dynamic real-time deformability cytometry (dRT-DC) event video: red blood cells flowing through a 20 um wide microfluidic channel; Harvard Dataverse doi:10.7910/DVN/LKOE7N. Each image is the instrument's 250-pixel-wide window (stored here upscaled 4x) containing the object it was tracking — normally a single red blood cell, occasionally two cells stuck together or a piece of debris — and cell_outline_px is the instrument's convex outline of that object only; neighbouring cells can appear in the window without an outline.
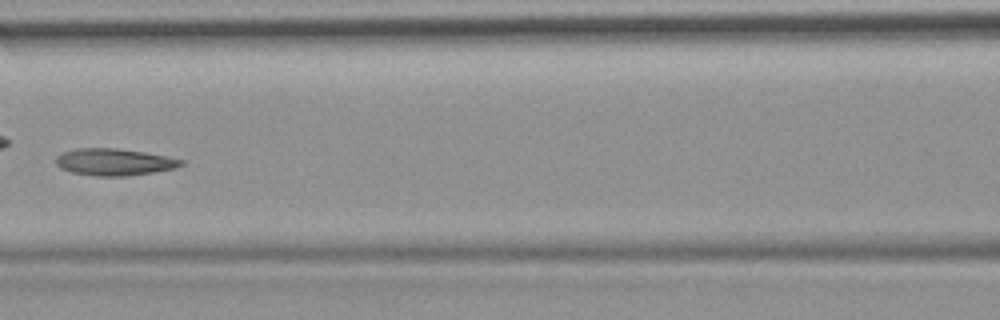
{"species": "common noctule bat (a hibernating species)", "species_latin": "Nyctalus noctula", "temperature_condition": "room temperature", "stored_images_in_passage": 8, "camera_frame_rate_fps": 3000, "um_per_image_px": 0.085, "animal": {"sex": "female", "body_mass_g": 19.9}, "frame": {"image": 1, "passage_image": 7, "time_ms": 7.0, "image_size_px": [1000, 320], "cell_outline_px": [[184, 164], [176, 168], [152, 172], [124, 176], [96, 176], [72, 172], [60, 168], [56, 164], [56, 156], [64, 152], [76, 148], [116, 148], [144, 152], [168, 156], [184, 160]], "centroid_in_image_um": [9.72, 13.76], "position_along_channel_um": 156.9, "area_um2": 19.59}}
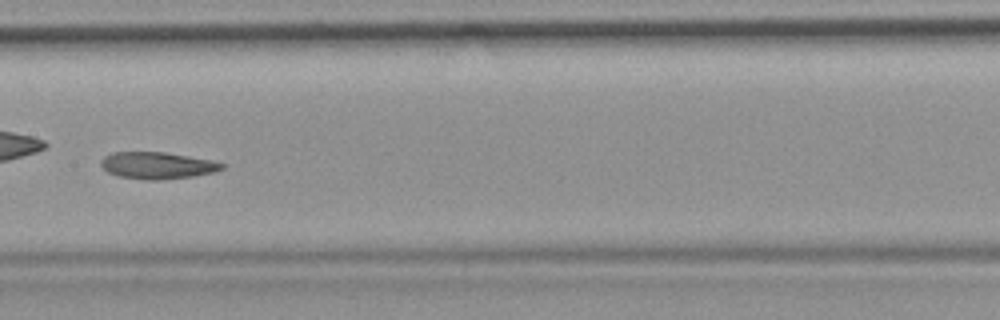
{"frame": {"image": 2, "passage_image": 8, "time_ms": 8.0, "image_size_px": [1000, 320], "cell_outline_px": [[224, 168], [216, 172], [192, 176], [160, 180], [144, 180], [120, 176], [108, 172], [100, 164], [100, 160], [104, 156], [112, 152], [164, 152], [212, 160], [224, 164]], "centroid_in_image_um": [13.37, 14.06], "position_along_channel_um": 194.0, "area_um2": 18.9}}